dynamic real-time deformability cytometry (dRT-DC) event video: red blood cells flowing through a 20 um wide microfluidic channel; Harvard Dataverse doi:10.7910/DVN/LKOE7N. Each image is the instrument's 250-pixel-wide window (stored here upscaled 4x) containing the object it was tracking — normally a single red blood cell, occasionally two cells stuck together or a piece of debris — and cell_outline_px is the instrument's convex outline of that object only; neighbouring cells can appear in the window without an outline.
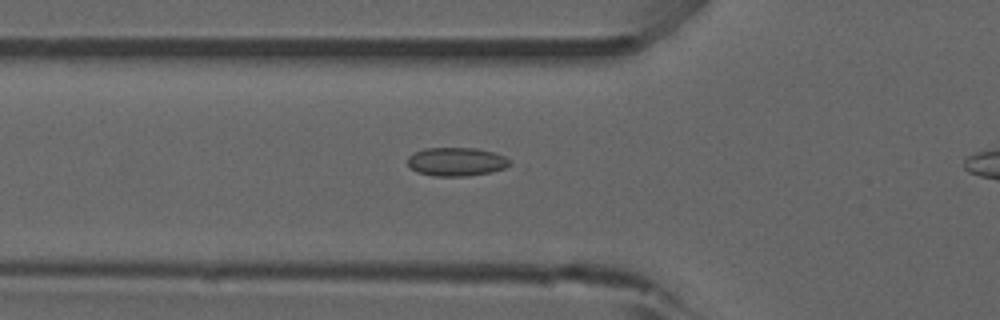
{"species": "common noctule bat (a hibernating species)", "species_latin": "Nyctalus noctula", "temperature_condition": "room temperature", "stored_images_in_passage": 32, "camera_frame_rate_fps": 3000, "um_per_image_px": 0.085, "animal": {"sex": "male", "forearm_length_mm": 52.5}, "frame": {"image": 1, "passage_image": 5, "time_ms": 1.333, "image_size_px": [1000, 320], "cell_outline_px": [[508, 164], [504, 168], [492, 172], [468, 176], [432, 176], [416, 172], [408, 164], [408, 156], [424, 148], [476, 148], [492, 152], [504, 156], [508, 160]], "centroid_in_image_um": [38.75, 13.75], "position_along_channel_um": 87.0, "area_um2": 16.88}}
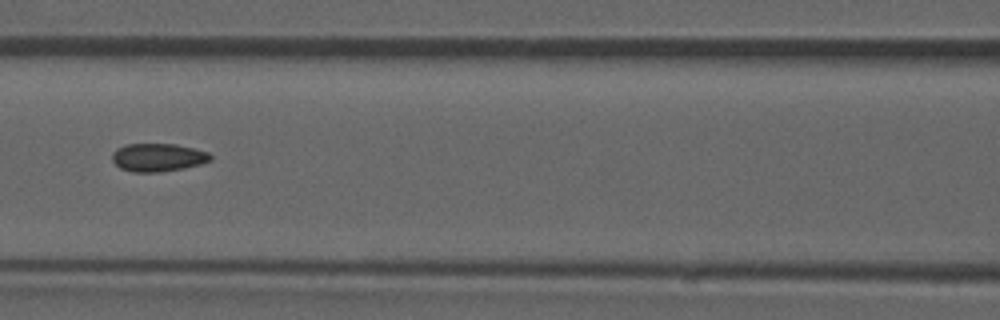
{"frame": {"image": 2, "passage_image": 10, "time_ms": 3.0, "image_size_px": [1000, 320], "cell_outline_px": [[212, 160], [200, 164], [184, 168], [160, 172], [132, 172], [120, 168], [112, 160], [112, 152], [116, 148], [124, 144], [176, 144], [208, 152], [212, 156]], "centroid_in_image_um": [13.4, 13.38], "position_along_channel_um": 153.2, "area_um2": 16.18}}